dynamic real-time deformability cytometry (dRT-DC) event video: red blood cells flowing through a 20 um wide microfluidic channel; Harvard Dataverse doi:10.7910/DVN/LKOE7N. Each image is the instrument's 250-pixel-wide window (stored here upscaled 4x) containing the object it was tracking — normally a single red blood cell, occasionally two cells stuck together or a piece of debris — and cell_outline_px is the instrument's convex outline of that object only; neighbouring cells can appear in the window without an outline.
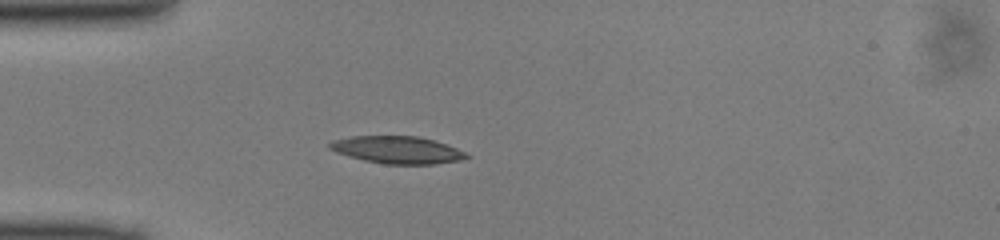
{"species": "common noctule bat (a hibernating species)", "species_latin": "Nyctalus noctula", "temperature_condition": "cold", "stored_images_in_passage": 35, "camera_frame_rate_fps": 3000, "um_per_image_px": 0.085, "animal": {"sex": "male", "body_mass_g": 13.0, "forearm_length_mm": 53.1}, "frame": {"image": 1, "passage_image": 6, "time_ms": 1.667, "image_size_px": [1000, 240], "cell_outline_px": [[472, 156], [460, 160], [436, 164], [384, 164], [364, 160], [348, 156], [336, 152], [328, 148], [328, 144], [332, 140], [352, 136], [416, 136], [432, 140], [456, 148]], "centroid_in_image_um": [33.74, 12.74], "position_along_channel_um": 51.3, "area_um2": 21.68}}
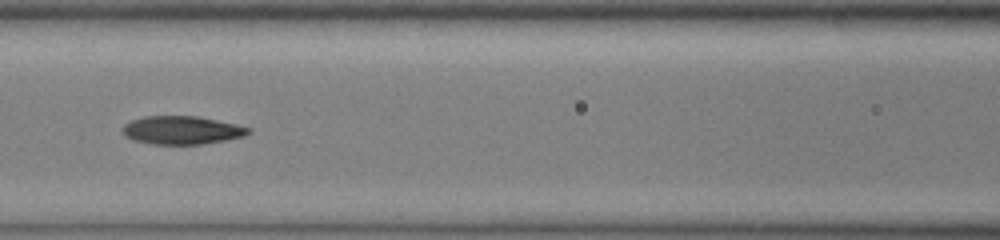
{"frame": {"image": 2, "passage_image": 14, "time_ms": 4.333, "image_size_px": [1000, 240], "cell_outline_px": [[252, 132], [244, 136], [204, 144], [152, 144], [136, 140], [124, 136], [124, 124], [132, 120], [144, 116], [196, 116], [236, 124], [252, 128]], "centroid_in_image_um": [15.49, 11.06], "position_along_channel_um": 151.1, "area_um2": 20.58}}
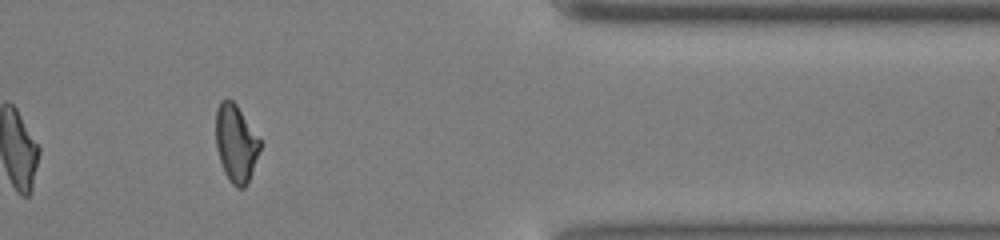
{"frame": {"image": 3, "passage_image": 33, "time_ms": 10.667, "image_size_px": [1000, 240], "cell_outline_px": [[260, 148], [248, 184], [244, 188], [236, 188], [228, 180], [224, 172], [216, 148], [216, 108], [220, 100], [228, 96], [236, 104], [260, 140]], "centroid_in_image_um": [20.03, 12.18], "position_along_channel_um": 391.4, "area_um2": 20.0}}